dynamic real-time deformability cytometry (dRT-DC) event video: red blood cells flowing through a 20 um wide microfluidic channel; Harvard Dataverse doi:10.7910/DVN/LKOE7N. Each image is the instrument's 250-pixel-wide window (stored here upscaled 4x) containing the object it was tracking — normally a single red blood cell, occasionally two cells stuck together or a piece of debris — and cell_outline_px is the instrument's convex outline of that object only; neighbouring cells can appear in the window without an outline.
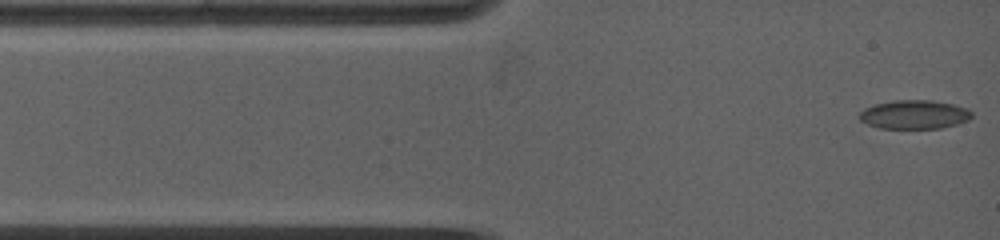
{"species": "common noctule bat (a hibernating species)", "species_latin": "Nyctalus noctula", "temperature_condition": "warm", "stored_images_in_passage": 34, "camera_frame_rate_fps": 5000, "um_per_image_px": 0.085, "animal": {"sex": "female", "body_mass_g": 19.0, "forearm_length_mm": 53.3}, "frame": {"image": 1, "passage_image": 1, "time_ms": 0.0, "image_size_px": [1000, 240], "cell_outline_px": [[972, 116], [968, 120], [956, 124], [940, 128], [880, 128], [868, 124], [860, 120], [860, 112], [864, 108], [876, 104], [892, 100], [932, 100], [952, 104], [968, 108], [972, 112]], "centroid_in_image_um": [77.73, 9.73], "position_along_channel_um": 7.3, "area_um2": 18.79}}
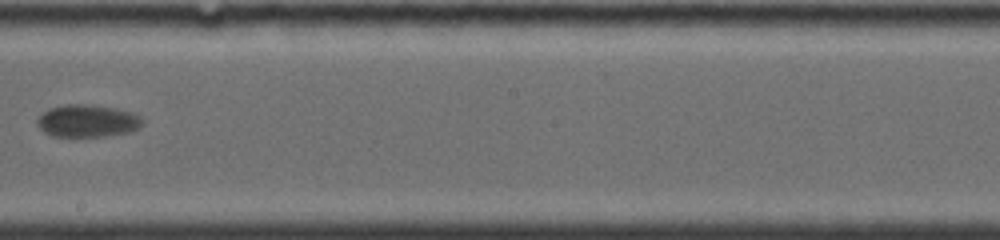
{"frame": {"image": 2, "passage_image": 15, "time_ms": 7.6, "image_size_px": [1000, 240], "cell_outline_px": [[144, 124], [140, 128], [128, 132], [104, 136], [52, 136], [44, 132], [36, 124], [36, 120], [48, 108], [68, 104], [92, 104], [132, 112], [140, 116], [144, 120]], "centroid_in_image_um": [7.44, 10.27], "position_along_channel_um": 240.8, "area_um2": 19.94}}
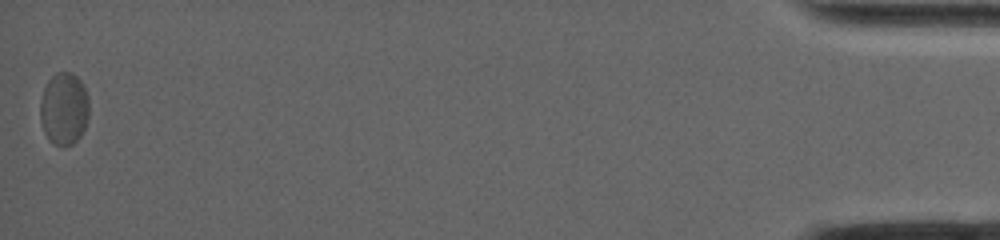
{"frame": {"image": 3, "passage_image": 34, "time_ms": 17.0, "image_size_px": [1000, 240], "cell_outline_px": [[88, 116], [84, 128], [80, 136], [72, 144], [64, 148], [52, 144], [48, 140], [44, 132], [40, 120], [40, 100], [44, 88], [48, 80], [56, 72], [72, 72], [84, 84], [88, 96]], "centroid_in_image_um": [5.43, 9.25], "position_along_channel_um": 429.8, "area_um2": 20.98}, "authors_computed_cell_mechanics": {"area_um2": 19.941, "velocity_mm_per_s": 3.6953, "shape_relaxation_time_tau1_ms": 2.6977, "shape_relaxation_time_tau2_ms": null, "deformation_change_tau1": 0.0564, "deformation_change_tau2": null}}